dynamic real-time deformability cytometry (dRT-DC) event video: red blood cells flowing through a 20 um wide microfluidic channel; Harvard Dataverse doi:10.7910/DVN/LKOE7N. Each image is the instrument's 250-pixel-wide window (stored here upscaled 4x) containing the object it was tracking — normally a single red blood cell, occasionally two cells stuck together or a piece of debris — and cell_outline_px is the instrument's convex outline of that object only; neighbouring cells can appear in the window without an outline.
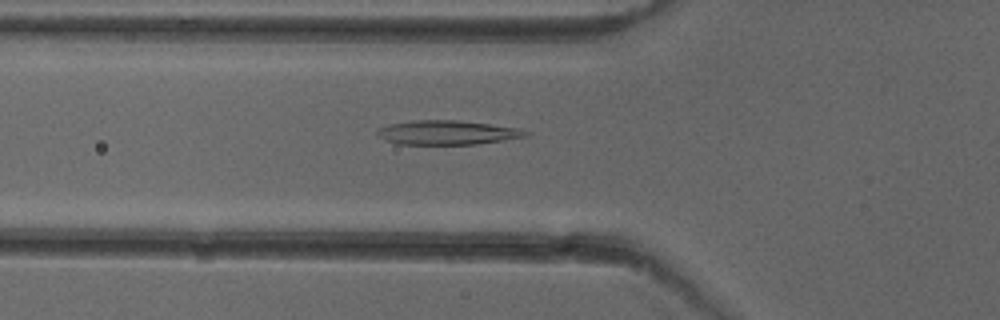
{"species": "common noctule bat (a hibernating species)", "species_latin": "Nyctalus noctula", "temperature_condition": "cold", "stored_images_in_passage": 37, "camera_frame_rate_fps": 3000, "um_per_image_px": 0.085, "animal": {"sex": "female"}, "frame": {"image": 1, "passage_image": 11, "time_ms": 3.333, "image_size_px": [1000, 320], "cell_outline_px": [[528, 136], [476, 144], [400, 144], [384, 140], [376, 136], [376, 128], [388, 124], [412, 120], [456, 120], [520, 128], [528, 132]], "centroid_in_image_um": [37.93, 11.26], "position_along_channel_um": 87.9, "area_um2": 20.98}}
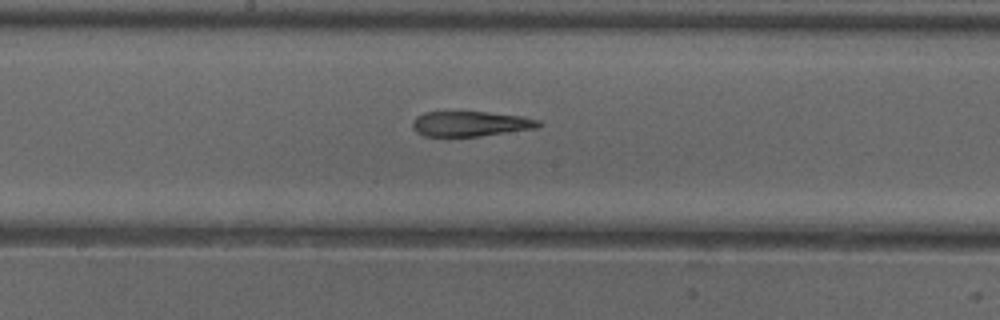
{"frame": {"image": 2, "passage_image": 20, "time_ms": 6.333, "image_size_px": [1000, 320], "cell_outline_px": [[544, 124], [536, 128], [480, 136], [424, 136], [416, 132], [412, 128], [412, 120], [416, 116], [424, 112], [488, 112], [520, 116], [540, 120]], "centroid_in_image_um": [39.97, 10.52], "position_along_channel_um": 208.2, "area_um2": 18.5}}
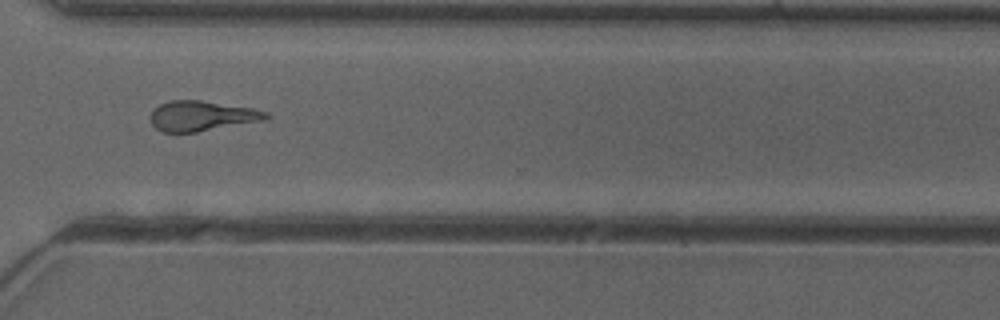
{"frame": {"image": 3, "passage_image": 31, "time_ms": 10.0, "image_size_px": [1000, 320], "cell_outline_px": [[272, 116], [268, 120], [196, 132], [164, 132], [156, 128], [152, 124], [148, 116], [160, 104], [172, 100], [200, 100], [252, 108], [268, 112]], "centroid_in_image_um": [17.2, 9.86], "position_along_channel_um": 353.4, "area_um2": 20.4}, "authors_computed_cell_mechanics": {"area_um2": 19.941, "velocity_mm_per_s": 3.968, "shape_relaxation_time_tau1_ms": 8.5235, "shape_relaxation_time_tau2_ms": 3.305, "deformation_change_tau1": 0.2317, "deformation_change_tau2": 0.146}}